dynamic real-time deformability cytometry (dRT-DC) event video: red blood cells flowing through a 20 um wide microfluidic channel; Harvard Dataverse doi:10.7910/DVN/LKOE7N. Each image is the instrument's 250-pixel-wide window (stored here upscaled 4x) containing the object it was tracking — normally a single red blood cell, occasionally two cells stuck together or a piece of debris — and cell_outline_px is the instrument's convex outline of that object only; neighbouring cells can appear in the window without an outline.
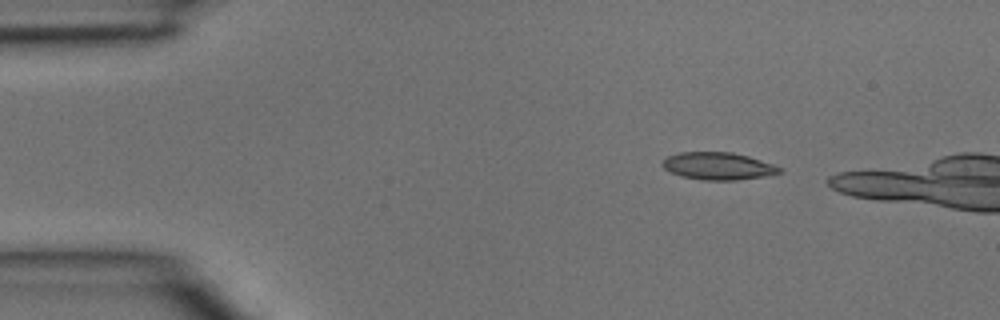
{"species": "common noctule bat (a hibernating species)", "species_latin": "Nyctalus noctula", "temperature_condition": "room temperature", "stored_images_in_passage": 3, "camera_frame_rate_fps": 3000, "um_per_image_px": 0.085, "animal": {"sex": "male", "body_mass_g": 15.6}, "frame": {"image": 1, "passage_image": 1, "time_ms": 0.0, "image_size_px": [1000, 320], "cell_outline_px": [[784, 172], [768, 176], [736, 180], [704, 180], [680, 176], [668, 172], [660, 164], [668, 156], [680, 152], [732, 152], [748, 156], [784, 168]], "centroid_in_image_um": [61.06, 14.12], "position_along_channel_um": 23.9, "area_um2": 18.9}}